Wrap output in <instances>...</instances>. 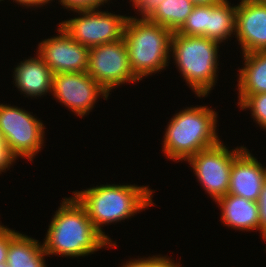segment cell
Returning <instances> with one entry per match:
<instances>
[{"instance_id": "cell-1", "label": "cell", "mask_w": 266, "mask_h": 267, "mask_svg": "<svg viewBox=\"0 0 266 267\" xmlns=\"http://www.w3.org/2000/svg\"><path fill=\"white\" fill-rule=\"evenodd\" d=\"M43 249L47 255L79 257L111 244L94 226L75 197L64 198L51 219Z\"/></svg>"}, {"instance_id": "cell-2", "label": "cell", "mask_w": 266, "mask_h": 267, "mask_svg": "<svg viewBox=\"0 0 266 267\" xmlns=\"http://www.w3.org/2000/svg\"><path fill=\"white\" fill-rule=\"evenodd\" d=\"M73 196L84 207L93 226L111 243L102 231L103 224H111L134 216L137 212L153 206V190L147 186L101 184Z\"/></svg>"}, {"instance_id": "cell-3", "label": "cell", "mask_w": 266, "mask_h": 267, "mask_svg": "<svg viewBox=\"0 0 266 267\" xmlns=\"http://www.w3.org/2000/svg\"><path fill=\"white\" fill-rule=\"evenodd\" d=\"M217 113L207 106L188 107L168 122L162 150L168 159L186 161L199 151L217 145Z\"/></svg>"}, {"instance_id": "cell-4", "label": "cell", "mask_w": 266, "mask_h": 267, "mask_svg": "<svg viewBox=\"0 0 266 267\" xmlns=\"http://www.w3.org/2000/svg\"><path fill=\"white\" fill-rule=\"evenodd\" d=\"M172 33L148 18L128 17L123 39L131 70L139 80L168 66Z\"/></svg>"}, {"instance_id": "cell-5", "label": "cell", "mask_w": 266, "mask_h": 267, "mask_svg": "<svg viewBox=\"0 0 266 267\" xmlns=\"http://www.w3.org/2000/svg\"><path fill=\"white\" fill-rule=\"evenodd\" d=\"M219 44L205 36L172 33L171 55L185 82L198 97L208 95L217 83Z\"/></svg>"}, {"instance_id": "cell-6", "label": "cell", "mask_w": 266, "mask_h": 267, "mask_svg": "<svg viewBox=\"0 0 266 267\" xmlns=\"http://www.w3.org/2000/svg\"><path fill=\"white\" fill-rule=\"evenodd\" d=\"M44 127L31 112L0 104V134L15 159L21 156L33 161L44 143Z\"/></svg>"}, {"instance_id": "cell-7", "label": "cell", "mask_w": 266, "mask_h": 267, "mask_svg": "<svg viewBox=\"0 0 266 267\" xmlns=\"http://www.w3.org/2000/svg\"><path fill=\"white\" fill-rule=\"evenodd\" d=\"M98 9L74 10L80 17L65 20L58 26H61L76 42L88 48L123 39L129 16L116 15Z\"/></svg>"}, {"instance_id": "cell-8", "label": "cell", "mask_w": 266, "mask_h": 267, "mask_svg": "<svg viewBox=\"0 0 266 267\" xmlns=\"http://www.w3.org/2000/svg\"><path fill=\"white\" fill-rule=\"evenodd\" d=\"M245 148L241 146L228 150L220 141L217 145L199 151L186 160L213 201L228 194L233 160Z\"/></svg>"}, {"instance_id": "cell-9", "label": "cell", "mask_w": 266, "mask_h": 267, "mask_svg": "<svg viewBox=\"0 0 266 267\" xmlns=\"http://www.w3.org/2000/svg\"><path fill=\"white\" fill-rule=\"evenodd\" d=\"M87 74L108 93L121 84L140 81L131 70L124 39L90 48Z\"/></svg>"}, {"instance_id": "cell-10", "label": "cell", "mask_w": 266, "mask_h": 267, "mask_svg": "<svg viewBox=\"0 0 266 267\" xmlns=\"http://www.w3.org/2000/svg\"><path fill=\"white\" fill-rule=\"evenodd\" d=\"M51 93L58 102L72 110L79 117L87 115L94 108L101 95L107 100L106 92L87 72H63L53 75Z\"/></svg>"}, {"instance_id": "cell-11", "label": "cell", "mask_w": 266, "mask_h": 267, "mask_svg": "<svg viewBox=\"0 0 266 267\" xmlns=\"http://www.w3.org/2000/svg\"><path fill=\"white\" fill-rule=\"evenodd\" d=\"M60 35L41 41L39 55L54 73L87 72L90 48L72 39L61 26Z\"/></svg>"}, {"instance_id": "cell-12", "label": "cell", "mask_w": 266, "mask_h": 267, "mask_svg": "<svg viewBox=\"0 0 266 267\" xmlns=\"http://www.w3.org/2000/svg\"><path fill=\"white\" fill-rule=\"evenodd\" d=\"M235 37L242 54L266 51V2L241 0L236 6Z\"/></svg>"}, {"instance_id": "cell-13", "label": "cell", "mask_w": 266, "mask_h": 267, "mask_svg": "<svg viewBox=\"0 0 266 267\" xmlns=\"http://www.w3.org/2000/svg\"><path fill=\"white\" fill-rule=\"evenodd\" d=\"M266 180V167L245 148L232 163L228 194L258 202Z\"/></svg>"}, {"instance_id": "cell-14", "label": "cell", "mask_w": 266, "mask_h": 267, "mask_svg": "<svg viewBox=\"0 0 266 267\" xmlns=\"http://www.w3.org/2000/svg\"><path fill=\"white\" fill-rule=\"evenodd\" d=\"M13 73L15 86L27 97H41L52 90L54 73L39 55L21 61Z\"/></svg>"}, {"instance_id": "cell-15", "label": "cell", "mask_w": 266, "mask_h": 267, "mask_svg": "<svg viewBox=\"0 0 266 267\" xmlns=\"http://www.w3.org/2000/svg\"><path fill=\"white\" fill-rule=\"evenodd\" d=\"M215 202L220 206L221 221L235 230L260 231L259 204L241 196L227 194Z\"/></svg>"}, {"instance_id": "cell-16", "label": "cell", "mask_w": 266, "mask_h": 267, "mask_svg": "<svg viewBox=\"0 0 266 267\" xmlns=\"http://www.w3.org/2000/svg\"><path fill=\"white\" fill-rule=\"evenodd\" d=\"M244 67L239 69V104L246 96L266 93V51L244 53Z\"/></svg>"}, {"instance_id": "cell-17", "label": "cell", "mask_w": 266, "mask_h": 267, "mask_svg": "<svg viewBox=\"0 0 266 267\" xmlns=\"http://www.w3.org/2000/svg\"><path fill=\"white\" fill-rule=\"evenodd\" d=\"M46 256L38 240L15 230L10 234L7 253L9 267H47L44 260Z\"/></svg>"}, {"instance_id": "cell-18", "label": "cell", "mask_w": 266, "mask_h": 267, "mask_svg": "<svg viewBox=\"0 0 266 267\" xmlns=\"http://www.w3.org/2000/svg\"><path fill=\"white\" fill-rule=\"evenodd\" d=\"M228 0L210 5L207 21V38L221 43L235 34L236 5H230Z\"/></svg>"}, {"instance_id": "cell-19", "label": "cell", "mask_w": 266, "mask_h": 267, "mask_svg": "<svg viewBox=\"0 0 266 267\" xmlns=\"http://www.w3.org/2000/svg\"><path fill=\"white\" fill-rule=\"evenodd\" d=\"M194 7L189 0H163L148 19L176 32L186 22Z\"/></svg>"}, {"instance_id": "cell-20", "label": "cell", "mask_w": 266, "mask_h": 267, "mask_svg": "<svg viewBox=\"0 0 266 267\" xmlns=\"http://www.w3.org/2000/svg\"><path fill=\"white\" fill-rule=\"evenodd\" d=\"M210 5H195L186 22L177 31L182 35L205 36L207 38V21Z\"/></svg>"}, {"instance_id": "cell-21", "label": "cell", "mask_w": 266, "mask_h": 267, "mask_svg": "<svg viewBox=\"0 0 266 267\" xmlns=\"http://www.w3.org/2000/svg\"><path fill=\"white\" fill-rule=\"evenodd\" d=\"M238 105L242 110L251 109L255 122L266 130V93L246 96Z\"/></svg>"}, {"instance_id": "cell-22", "label": "cell", "mask_w": 266, "mask_h": 267, "mask_svg": "<svg viewBox=\"0 0 266 267\" xmlns=\"http://www.w3.org/2000/svg\"><path fill=\"white\" fill-rule=\"evenodd\" d=\"M109 0H59L60 4L69 8L71 11L79 9H94L99 8L104 3H107Z\"/></svg>"}, {"instance_id": "cell-23", "label": "cell", "mask_w": 266, "mask_h": 267, "mask_svg": "<svg viewBox=\"0 0 266 267\" xmlns=\"http://www.w3.org/2000/svg\"><path fill=\"white\" fill-rule=\"evenodd\" d=\"M134 9L137 8L141 18H148L163 0H130Z\"/></svg>"}, {"instance_id": "cell-24", "label": "cell", "mask_w": 266, "mask_h": 267, "mask_svg": "<svg viewBox=\"0 0 266 267\" xmlns=\"http://www.w3.org/2000/svg\"><path fill=\"white\" fill-rule=\"evenodd\" d=\"M259 204V220H260V233H262V238L266 239V180L264 181L260 198L258 200Z\"/></svg>"}, {"instance_id": "cell-25", "label": "cell", "mask_w": 266, "mask_h": 267, "mask_svg": "<svg viewBox=\"0 0 266 267\" xmlns=\"http://www.w3.org/2000/svg\"><path fill=\"white\" fill-rule=\"evenodd\" d=\"M14 230L0 226V263L7 262V253L10 243V234Z\"/></svg>"}, {"instance_id": "cell-26", "label": "cell", "mask_w": 266, "mask_h": 267, "mask_svg": "<svg viewBox=\"0 0 266 267\" xmlns=\"http://www.w3.org/2000/svg\"><path fill=\"white\" fill-rule=\"evenodd\" d=\"M15 160L0 134V173L6 171V168L9 169Z\"/></svg>"}, {"instance_id": "cell-27", "label": "cell", "mask_w": 266, "mask_h": 267, "mask_svg": "<svg viewBox=\"0 0 266 267\" xmlns=\"http://www.w3.org/2000/svg\"><path fill=\"white\" fill-rule=\"evenodd\" d=\"M181 264L174 263V261L167 256H152L148 257V267H180Z\"/></svg>"}, {"instance_id": "cell-28", "label": "cell", "mask_w": 266, "mask_h": 267, "mask_svg": "<svg viewBox=\"0 0 266 267\" xmlns=\"http://www.w3.org/2000/svg\"><path fill=\"white\" fill-rule=\"evenodd\" d=\"M0 1H3V0H0ZM17 3H19L20 5H22L23 7L24 6H27V7H33V6H36V7H39L41 6L42 4L45 5V4H48L50 3V1L52 0H13Z\"/></svg>"}, {"instance_id": "cell-29", "label": "cell", "mask_w": 266, "mask_h": 267, "mask_svg": "<svg viewBox=\"0 0 266 267\" xmlns=\"http://www.w3.org/2000/svg\"><path fill=\"white\" fill-rule=\"evenodd\" d=\"M122 267H148V258L129 260L126 264H123Z\"/></svg>"}, {"instance_id": "cell-30", "label": "cell", "mask_w": 266, "mask_h": 267, "mask_svg": "<svg viewBox=\"0 0 266 267\" xmlns=\"http://www.w3.org/2000/svg\"><path fill=\"white\" fill-rule=\"evenodd\" d=\"M194 5H212L215 3H219L221 0H189Z\"/></svg>"}, {"instance_id": "cell-31", "label": "cell", "mask_w": 266, "mask_h": 267, "mask_svg": "<svg viewBox=\"0 0 266 267\" xmlns=\"http://www.w3.org/2000/svg\"><path fill=\"white\" fill-rule=\"evenodd\" d=\"M0 267H9L7 262H4V263H0Z\"/></svg>"}]
</instances>
